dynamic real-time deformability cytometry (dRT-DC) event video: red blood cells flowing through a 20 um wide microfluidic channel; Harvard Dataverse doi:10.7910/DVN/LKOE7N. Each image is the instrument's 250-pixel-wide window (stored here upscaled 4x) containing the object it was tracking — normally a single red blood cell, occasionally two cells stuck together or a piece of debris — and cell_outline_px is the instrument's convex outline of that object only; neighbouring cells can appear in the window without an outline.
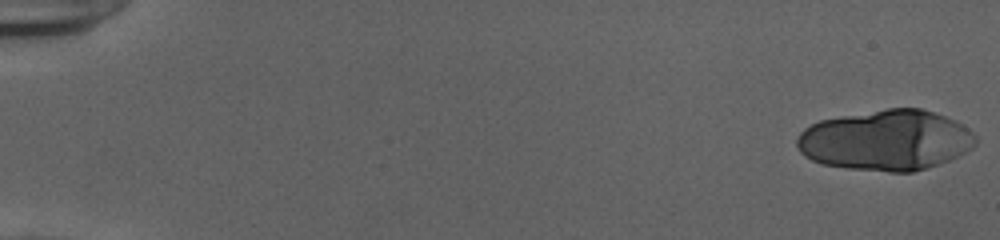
{"species": "human", "species_latin": "Homo sapiens", "temperature_condition": "cold", "stored_images_in_passage": 21, "camera_frame_rate_fps": 3000, "um_per_image_px": 0.085, "donor": {"sex": "female"}, "frame": {"image": 1, "passage_image": 1, "time_ms": 0.0, "image_size_px": [1000, 240], "cell_outline_px": [[976, 144], [972, 148], [948, 160], [928, 168], [912, 172], [888, 172], [848, 168], [824, 164], [812, 160], [804, 156], [800, 152], [796, 144], [796, 140], [800, 132], [804, 128], [820, 120], [888, 108], [920, 108], [956, 120], [968, 128], [976, 136]], "centroid_in_image_um": [75.31, 11.92], "position_along_channel_um": 9.7, "area_um2": 62.89}}